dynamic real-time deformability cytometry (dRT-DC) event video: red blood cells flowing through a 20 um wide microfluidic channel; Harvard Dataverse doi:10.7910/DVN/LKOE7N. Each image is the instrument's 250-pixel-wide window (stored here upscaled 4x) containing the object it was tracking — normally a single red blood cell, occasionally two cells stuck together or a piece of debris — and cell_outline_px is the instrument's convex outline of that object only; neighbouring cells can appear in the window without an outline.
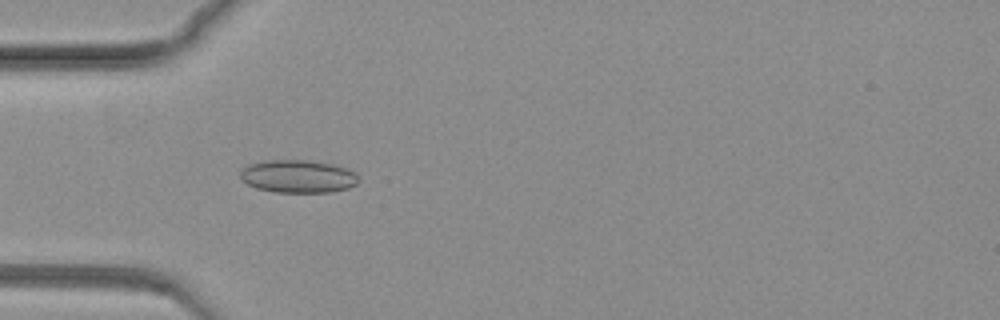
{"species": "common noctule bat (a hibernating species)", "species_latin": "Nyctalus noctula", "temperature_condition": "warm", "stored_images_in_passage": 72, "camera_frame_rate_fps": 3000, "um_per_image_px": 0.085, "animal": {"sex": "female", "body_mass_g": 19.3, "forearm_length_mm": 54.1}, "frame": {"image": 1, "passage_image": 16, "time_ms": 5.0, "image_size_px": [1000, 320], "cell_outline_px": [[360, 180], [356, 184], [348, 188], [332, 192], [276, 192], [256, 188], [240, 180], [240, 172], [248, 164], [264, 160], [312, 160], [332, 164], [348, 168], [356, 172]], "centroid_in_image_um": [25.35, 14.98], "position_along_channel_um": 59.7, "area_um2": 22.95}}
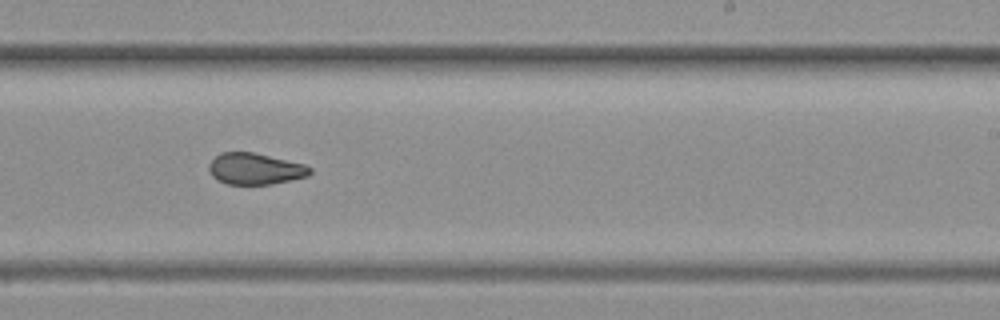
{"frame": {"image": 2, "passage_image": 41, "time_ms": 13.333, "image_size_px": [1000, 320], "cell_outline_px": [[312, 172], [308, 176], [272, 184], [228, 184], [212, 176], [208, 168], [208, 164], [220, 152], [252, 152], [304, 164], [312, 168]], "centroid_in_image_um": [21.69, 14.34], "position_along_channel_um": 267.3, "area_um2": 18.32}}
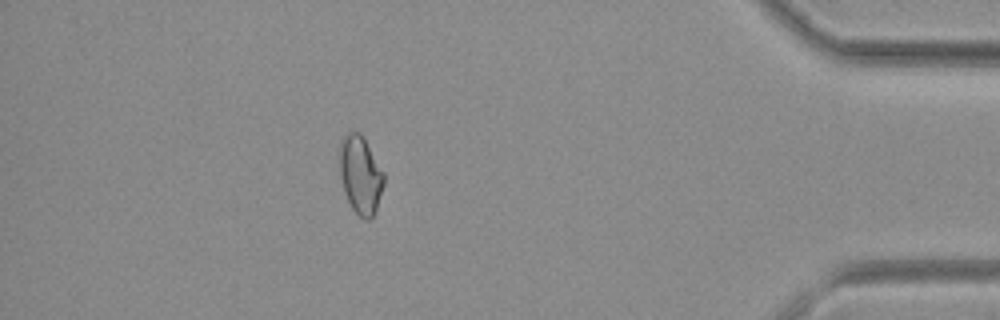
{"frame": {"image": 3, "passage_image": 63, "time_ms": 20.667, "image_size_px": [1000, 320], "cell_outline_px": [[384, 184], [376, 212], [368, 220], [364, 220], [352, 208], [344, 192], [340, 176], [340, 144], [344, 136], [348, 132], [360, 132], [364, 136], [384, 172]], "centroid_in_image_um": [30.66, 14.86], "position_along_channel_um": 404.5, "area_um2": 20.23}}